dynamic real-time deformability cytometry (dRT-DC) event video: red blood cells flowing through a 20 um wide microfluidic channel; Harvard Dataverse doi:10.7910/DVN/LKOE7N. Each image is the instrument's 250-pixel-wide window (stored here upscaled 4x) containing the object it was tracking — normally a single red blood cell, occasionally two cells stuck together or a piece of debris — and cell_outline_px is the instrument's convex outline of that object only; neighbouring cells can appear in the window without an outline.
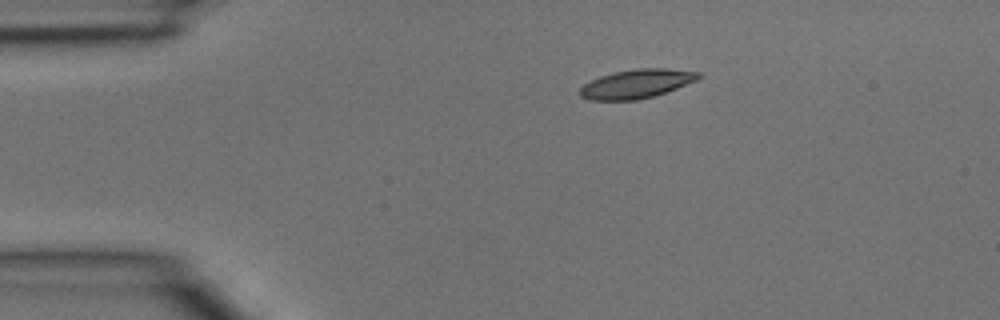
{"species": "common noctule bat (a hibernating species)", "species_latin": "Nyctalus noctula", "temperature_condition": "room temperature", "stored_images_in_passage": 2, "camera_frame_rate_fps": 3000, "um_per_image_px": 0.085, "animal": {"sex": "male", "body_mass_g": 15.6}, "frame": {"image": 1, "passage_image": 1, "time_ms": 0.0, "image_size_px": [1000, 320], "cell_outline_px": [[704, 76], [696, 80], [676, 88], [652, 96], [636, 100], [588, 100], [580, 96], [580, 88], [584, 84], [600, 76], [616, 72], [636, 68], [668, 68], [700, 72]], "centroid_in_image_um": [54.12, 7.11], "position_along_channel_um": 30.9, "area_um2": 19.83}}